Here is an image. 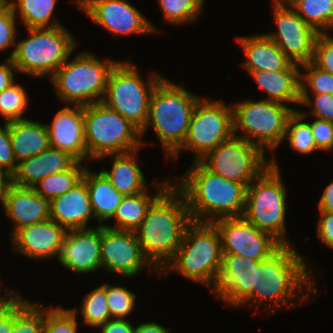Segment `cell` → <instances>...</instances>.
I'll return each mask as SVG.
<instances>
[{"instance_id": "cell-14", "label": "cell", "mask_w": 333, "mask_h": 333, "mask_svg": "<svg viewBox=\"0 0 333 333\" xmlns=\"http://www.w3.org/2000/svg\"><path fill=\"white\" fill-rule=\"evenodd\" d=\"M221 237L222 254H235L262 261L283 244L268 232L259 230L243 216L213 222Z\"/></svg>"}, {"instance_id": "cell-21", "label": "cell", "mask_w": 333, "mask_h": 333, "mask_svg": "<svg viewBox=\"0 0 333 333\" xmlns=\"http://www.w3.org/2000/svg\"><path fill=\"white\" fill-rule=\"evenodd\" d=\"M50 147L69 153L78 162L88 160L84 132V106L60 109L51 125H46Z\"/></svg>"}, {"instance_id": "cell-15", "label": "cell", "mask_w": 333, "mask_h": 333, "mask_svg": "<svg viewBox=\"0 0 333 333\" xmlns=\"http://www.w3.org/2000/svg\"><path fill=\"white\" fill-rule=\"evenodd\" d=\"M92 21L113 36L155 33L157 28L126 0H74Z\"/></svg>"}, {"instance_id": "cell-40", "label": "cell", "mask_w": 333, "mask_h": 333, "mask_svg": "<svg viewBox=\"0 0 333 333\" xmlns=\"http://www.w3.org/2000/svg\"><path fill=\"white\" fill-rule=\"evenodd\" d=\"M78 311L77 308L65 309L62 307L47 309L42 333H77L76 315L79 314Z\"/></svg>"}, {"instance_id": "cell-28", "label": "cell", "mask_w": 333, "mask_h": 333, "mask_svg": "<svg viewBox=\"0 0 333 333\" xmlns=\"http://www.w3.org/2000/svg\"><path fill=\"white\" fill-rule=\"evenodd\" d=\"M137 151L126 154L106 155L99 159L110 157L113 160L112 168L102 169L112 186L123 196L140 194L146 191L147 184L142 169L136 161Z\"/></svg>"}, {"instance_id": "cell-36", "label": "cell", "mask_w": 333, "mask_h": 333, "mask_svg": "<svg viewBox=\"0 0 333 333\" xmlns=\"http://www.w3.org/2000/svg\"><path fill=\"white\" fill-rule=\"evenodd\" d=\"M83 298L79 311L83 315V324L99 327L111 319L105 284L95 288Z\"/></svg>"}, {"instance_id": "cell-22", "label": "cell", "mask_w": 333, "mask_h": 333, "mask_svg": "<svg viewBox=\"0 0 333 333\" xmlns=\"http://www.w3.org/2000/svg\"><path fill=\"white\" fill-rule=\"evenodd\" d=\"M5 214L15 223L11 236L21 227L50 219V201L34 187L11 183L2 203Z\"/></svg>"}, {"instance_id": "cell-20", "label": "cell", "mask_w": 333, "mask_h": 333, "mask_svg": "<svg viewBox=\"0 0 333 333\" xmlns=\"http://www.w3.org/2000/svg\"><path fill=\"white\" fill-rule=\"evenodd\" d=\"M68 230L49 219L18 229L11 237L13 251L33 258H58Z\"/></svg>"}, {"instance_id": "cell-44", "label": "cell", "mask_w": 333, "mask_h": 333, "mask_svg": "<svg viewBox=\"0 0 333 333\" xmlns=\"http://www.w3.org/2000/svg\"><path fill=\"white\" fill-rule=\"evenodd\" d=\"M17 165L11 145L9 122H4V126H0V169L12 176L17 169Z\"/></svg>"}, {"instance_id": "cell-45", "label": "cell", "mask_w": 333, "mask_h": 333, "mask_svg": "<svg viewBox=\"0 0 333 333\" xmlns=\"http://www.w3.org/2000/svg\"><path fill=\"white\" fill-rule=\"evenodd\" d=\"M16 27V15L10 6L0 15V51H5L13 45L16 47Z\"/></svg>"}, {"instance_id": "cell-34", "label": "cell", "mask_w": 333, "mask_h": 333, "mask_svg": "<svg viewBox=\"0 0 333 333\" xmlns=\"http://www.w3.org/2000/svg\"><path fill=\"white\" fill-rule=\"evenodd\" d=\"M306 115L305 111L301 112L296 109L288 119L285 132V138H288L290 147L303 155L318 150L313 139L311 124L304 120Z\"/></svg>"}, {"instance_id": "cell-25", "label": "cell", "mask_w": 333, "mask_h": 333, "mask_svg": "<svg viewBox=\"0 0 333 333\" xmlns=\"http://www.w3.org/2000/svg\"><path fill=\"white\" fill-rule=\"evenodd\" d=\"M238 42L247 57L242 65L248 72L280 71L286 69L292 63L265 33L240 37Z\"/></svg>"}, {"instance_id": "cell-1", "label": "cell", "mask_w": 333, "mask_h": 333, "mask_svg": "<svg viewBox=\"0 0 333 333\" xmlns=\"http://www.w3.org/2000/svg\"><path fill=\"white\" fill-rule=\"evenodd\" d=\"M186 198L171 184L150 206L134 231L146 258L161 271L173 259L191 222Z\"/></svg>"}, {"instance_id": "cell-43", "label": "cell", "mask_w": 333, "mask_h": 333, "mask_svg": "<svg viewBox=\"0 0 333 333\" xmlns=\"http://www.w3.org/2000/svg\"><path fill=\"white\" fill-rule=\"evenodd\" d=\"M300 95V104L312 106L311 115L317 119L333 122V95L331 94H313Z\"/></svg>"}, {"instance_id": "cell-13", "label": "cell", "mask_w": 333, "mask_h": 333, "mask_svg": "<svg viewBox=\"0 0 333 333\" xmlns=\"http://www.w3.org/2000/svg\"><path fill=\"white\" fill-rule=\"evenodd\" d=\"M233 134L232 106L222 101L201 98L193 110L183 145L170 159L175 160L184 148L192 150L195 153L194 161H199Z\"/></svg>"}, {"instance_id": "cell-39", "label": "cell", "mask_w": 333, "mask_h": 333, "mask_svg": "<svg viewBox=\"0 0 333 333\" xmlns=\"http://www.w3.org/2000/svg\"><path fill=\"white\" fill-rule=\"evenodd\" d=\"M300 66L306 71L301 74L300 95H309V89L313 94L333 95V74L316 67L311 61Z\"/></svg>"}, {"instance_id": "cell-17", "label": "cell", "mask_w": 333, "mask_h": 333, "mask_svg": "<svg viewBox=\"0 0 333 333\" xmlns=\"http://www.w3.org/2000/svg\"><path fill=\"white\" fill-rule=\"evenodd\" d=\"M273 14L278 31L266 35L293 63L301 65L312 61L319 33L292 7H274Z\"/></svg>"}, {"instance_id": "cell-29", "label": "cell", "mask_w": 333, "mask_h": 333, "mask_svg": "<svg viewBox=\"0 0 333 333\" xmlns=\"http://www.w3.org/2000/svg\"><path fill=\"white\" fill-rule=\"evenodd\" d=\"M82 178L86 181L94 216L98 219L99 225H105L102 222L113 217L124 196L112 186L101 171L91 172L86 167Z\"/></svg>"}, {"instance_id": "cell-8", "label": "cell", "mask_w": 333, "mask_h": 333, "mask_svg": "<svg viewBox=\"0 0 333 333\" xmlns=\"http://www.w3.org/2000/svg\"><path fill=\"white\" fill-rule=\"evenodd\" d=\"M84 132L89 160L130 153L147 144L132 123L103 102L84 106Z\"/></svg>"}, {"instance_id": "cell-55", "label": "cell", "mask_w": 333, "mask_h": 333, "mask_svg": "<svg viewBox=\"0 0 333 333\" xmlns=\"http://www.w3.org/2000/svg\"><path fill=\"white\" fill-rule=\"evenodd\" d=\"M10 7V0H0V15Z\"/></svg>"}, {"instance_id": "cell-47", "label": "cell", "mask_w": 333, "mask_h": 333, "mask_svg": "<svg viewBox=\"0 0 333 333\" xmlns=\"http://www.w3.org/2000/svg\"><path fill=\"white\" fill-rule=\"evenodd\" d=\"M22 297L14 293L7 301L0 302V333H11L14 327V304Z\"/></svg>"}, {"instance_id": "cell-42", "label": "cell", "mask_w": 333, "mask_h": 333, "mask_svg": "<svg viewBox=\"0 0 333 333\" xmlns=\"http://www.w3.org/2000/svg\"><path fill=\"white\" fill-rule=\"evenodd\" d=\"M311 62L316 67L333 74V37L328 33L318 34Z\"/></svg>"}, {"instance_id": "cell-23", "label": "cell", "mask_w": 333, "mask_h": 333, "mask_svg": "<svg viewBox=\"0 0 333 333\" xmlns=\"http://www.w3.org/2000/svg\"><path fill=\"white\" fill-rule=\"evenodd\" d=\"M86 181L82 178L68 192L50 201V219L67 230L87 228L94 219Z\"/></svg>"}, {"instance_id": "cell-12", "label": "cell", "mask_w": 333, "mask_h": 333, "mask_svg": "<svg viewBox=\"0 0 333 333\" xmlns=\"http://www.w3.org/2000/svg\"><path fill=\"white\" fill-rule=\"evenodd\" d=\"M264 156L260 147L233 134L199 161L211 172L247 188L270 166Z\"/></svg>"}, {"instance_id": "cell-16", "label": "cell", "mask_w": 333, "mask_h": 333, "mask_svg": "<svg viewBox=\"0 0 333 333\" xmlns=\"http://www.w3.org/2000/svg\"><path fill=\"white\" fill-rule=\"evenodd\" d=\"M102 268L124 277H133L144 267L153 271L154 266L146 258L135 232L101 226ZM151 266V267H150Z\"/></svg>"}, {"instance_id": "cell-31", "label": "cell", "mask_w": 333, "mask_h": 333, "mask_svg": "<svg viewBox=\"0 0 333 333\" xmlns=\"http://www.w3.org/2000/svg\"><path fill=\"white\" fill-rule=\"evenodd\" d=\"M56 3L57 0H11L10 6L15 15L17 12L21 15V21L28 29L60 26L55 17L52 19Z\"/></svg>"}, {"instance_id": "cell-30", "label": "cell", "mask_w": 333, "mask_h": 333, "mask_svg": "<svg viewBox=\"0 0 333 333\" xmlns=\"http://www.w3.org/2000/svg\"><path fill=\"white\" fill-rule=\"evenodd\" d=\"M170 183L158 182L155 184L156 193L150 196L147 191L140 194L124 196L112 218L116 226L106 227L116 230L135 231L147 214L151 204L170 186Z\"/></svg>"}, {"instance_id": "cell-35", "label": "cell", "mask_w": 333, "mask_h": 333, "mask_svg": "<svg viewBox=\"0 0 333 333\" xmlns=\"http://www.w3.org/2000/svg\"><path fill=\"white\" fill-rule=\"evenodd\" d=\"M45 309L23 296L14 304V327L11 333H42Z\"/></svg>"}, {"instance_id": "cell-19", "label": "cell", "mask_w": 333, "mask_h": 333, "mask_svg": "<svg viewBox=\"0 0 333 333\" xmlns=\"http://www.w3.org/2000/svg\"><path fill=\"white\" fill-rule=\"evenodd\" d=\"M96 227L68 230L57 259L63 267L81 275L102 268L101 225Z\"/></svg>"}, {"instance_id": "cell-49", "label": "cell", "mask_w": 333, "mask_h": 333, "mask_svg": "<svg viewBox=\"0 0 333 333\" xmlns=\"http://www.w3.org/2000/svg\"><path fill=\"white\" fill-rule=\"evenodd\" d=\"M101 333H135V328L129 320L111 318L99 326Z\"/></svg>"}, {"instance_id": "cell-3", "label": "cell", "mask_w": 333, "mask_h": 333, "mask_svg": "<svg viewBox=\"0 0 333 333\" xmlns=\"http://www.w3.org/2000/svg\"><path fill=\"white\" fill-rule=\"evenodd\" d=\"M192 164L176 184L186 198L191 220L212 223L215 217L243 216L246 187L211 172L200 161Z\"/></svg>"}, {"instance_id": "cell-26", "label": "cell", "mask_w": 333, "mask_h": 333, "mask_svg": "<svg viewBox=\"0 0 333 333\" xmlns=\"http://www.w3.org/2000/svg\"><path fill=\"white\" fill-rule=\"evenodd\" d=\"M300 64L291 63L286 69L280 71H256L249 72L259 88L268 94L267 100L281 104H300L301 71Z\"/></svg>"}, {"instance_id": "cell-37", "label": "cell", "mask_w": 333, "mask_h": 333, "mask_svg": "<svg viewBox=\"0 0 333 333\" xmlns=\"http://www.w3.org/2000/svg\"><path fill=\"white\" fill-rule=\"evenodd\" d=\"M205 0H158L165 21L180 25L194 22L203 11Z\"/></svg>"}, {"instance_id": "cell-11", "label": "cell", "mask_w": 333, "mask_h": 333, "mask_svg": "<svg viewBox=\"0 0 333 333\" xmlns=\"http://www.w3.org/2000/svg\"><path fill=\"white\" fill-rule=\"evenodd\" d=\"M232 110L234 135L243 137L264 152L266 148L274 151L284 141L288 119L296 111L267 99L238 102L233 104ZM240 129L244 134L237 133Z\"/></svg>"}, {"instance_id": "cell-5", "label": "cell", "mask_w": 333, "mask_h": 333, "mask_svg": "<svg viewBox=\"0 0 333 333\" xmlns=\"http://www.w3.org/2000/svg\"><path fill=\"white\" fill-rule=\"evenodd\" d=\"M200 99L164 77L153 90L147 122L140 137L152 125L165 155L170 158L183 145L193 110Z\"/></svg>"}, {"instance_id": "cell-4", "label": "cell", "mask_w": 333, "mask_h": 333, "mask_svg": "<svg viewBox=\"0 0 333 333\" xmlns=\"http://www.w3.org/2000/svg\"><path fill=\"white\" fill-rule=\"evenodd\" d=\"M222 259L221 237L215 224L191 221L184 231L175 256L161 271L160 276L174 270L193 282L212 286L211 291H214Z\"/></svg>"}, {"instance_id": "cell-48", "label": "cell", "mask_w": 333, "mask_h": 333, "mask_svg": "<svg viewBox=\"0 0 333 333\" xmlns=\"http://www.w3.org/2000/svg\"><path fill=\"white\" fill-rule=\"evenodd\" d=\"M317 234L326 246L333 249V212L319 211Z\"/></svg>"}, {"instance_id": "cell-50", "label": "cell", "mask_w": 333, "mask_h": 333, "mask_svg": "<svg viewBox=\"0 0 333 333\" xmlns=\"http://www.w3.org/2000/svg\"><path fill=\"white\" fill-rule=\"evenodd\" d=\"M18 70L15 67L12 58L6 59L0 64V92L15 83L14 73Z\"/></svg>"}, {"instance_id": "cell-2", "label": "cell", "mask_w": 333, "mask_h": 333, "mask_svg": "<svg viewBox=\"0 0 333 333\" xmlns=\"http://www.w3.org/2000/svg\"><path fill=\"white\" fill-rule=\"evenodd\" d=\"M306 264L292 244H283L270 257L254 265V292L246 303L250 302L256 309L266 300L272 311L274 306L282 310L284 304L290 308L288 304L298 296L302 298L301 303L303 299L307 301L309 292L316 294L317 289L315 280L311 279L313 273L308 271ZM305 289L310 290L306 291L308 295L303 292Z\"/></svg>"}, {"instance_id": "cell-52", "label": "cell", "mask_w": 333, "mask_h": 333, "mask_svg": "<svg viewBox=\"0 0 333 333\" xmlns=\"http://www.w3.org/2000/svg\"><path fill=\"white\" fill-rule=\"evenodd\" d=\"M169 330L156 322H143L136 326L135 333H170Z\"/></svg>"}, {"instance_id": "cell-9", "label": "cell", "mask_w": 333, "mask_h": 333, "mask_svg": "<svg viewBox=\"0 0 333 333\" xmlns=\"http://www.w3.org/2000/svg\"><path fill=\"white\" fill-rule=\"evenodd\" d=\"M68 60L50 77L57 97L64 103L80 106L102 102L109 73L118 61L102 62L88 51Z\"/></svg>"}, {"instance_id": "cell-32", "label": "cell", "mask_w": 333, "mask_h": 333, "mask_svg": "<svg viewBox=\"0 0 333 333\" xmlns=\"http://www.w3.org/2000/svg\"><path fill=\"white\" fill-rule=\"evenodd\" d=\"M85 169L82 162L77 161L70 169L45 177L35 185L34 189L42 197L51 201L53 198L68 192L80 181Z\"/></svg>"}, {"instance_id": "cell-7", "label": "cell", "mask_w": 333, "mask_h": 333, "mask_svg": "<svg viewBox=\"0 0 333 333\" xmlns=\"http://www.w3.org/2000/svg\"><path fill=\"white\" fill-rule=\"evenodd\" d=\"M275 156L270 166L246 188L243 217L259 230L273 235L282 244H292L286 238V188Z\"/></svg>"}, {"instance_id": "cell-41", "label": "cell", "mask_w": 333, "mask_h": 333, "mask_svg": "<svg viewBox=\"0 0 333 333\" xmlns=\"http://www.w3.org/2000/svg\"><path fill=\"white\" fill-rule=\"evenodd\" d=\"M107 305L111 318L125 319L135 309L136 294L122 286L105 284Z\"/></svg>"}, {"instance_id": "cell-56", "label": "cell", "mask_w": 333, "mask_h": 333, "mask_svg": "<svg viewBox=\"0 0 333 333\" xmlns=\"http://www.w3.org/2000/svg\"><path fill=\"white\" fill-rule=\"evenodd\" d=\"M1 283L2 282L0 280V285H1ZM14 293H15V291H9V293L4 294L3 296L0 297V302L7 301Z\"/></svg>"}, {"instance_id": "cell-24", "label": "cell", "mask_w": 333, "mask_h": 333, "mask_svg": "<svg viewBox=\"0 0 333 333\" xmlns=\"http://www.w3.org/2000/svg\"><path fill=\"white\" fill-rule=\"evenodd\" d=\"M77 160L69 153L49 147L42 153L22 160L12 175V183L35 187L45 177L70 169Z\"/></svg>"}, {"instance_id": "cell-18", "label": "cell", "mask_w": 333, "mask_h": 333, "mask_svg": "<svg viewBox=\"0 0 333 333\" xmlns=\"http://www.w3.org/2000/svg\"><path fill=\"white\" fill-rule=\"evenodd\" d=\"M258 262L250 257L223 254L214 296L225 305L243 306L254 292V265Z\"/></svg>"}, {"instance_id": "cell-6", "label": "cell", "mask_w": 333, "mask_h": 333, "mask_svg": "<svg viewBox=\"0 0 333 333\" xmlns=\"http://www.w3.org/2000/svg\"><path fill=\"white\" fill-rule=\"evenodd\" d=\"M29 37L17 41L8 58L23 74L51 77L78 46L77 40L63 27L28 28Z\"/></svg>"}, {"instance_id": "cell-27", "label": "cell", "mask_w": 333, "mask_h": 333, "mask_svg": "<svg viewBox=\"0 0 333 333\" xmlns=\"http://www.w3.org/2000/svg\"><path fill=\"white\" fill-rule=\"evenodd\" d=\"M9 133L17 163L38 155L50 147L46 124L27 118L11 121Z\"/></svg>"}, {"instance_id": "cell-10", "label": "cell", "mask_w": 333, "mask_h": 333, "mask_svg": "<svg viewBox=\"0 0 333 333\" xmlns=\"http://www.w3.org/2000/svg\"><path fill=\"white\" fill-rule=\"evenodd\" d=\"M163 78L154 73L146 83L131 62L118 61L109 73L102 102L141 131L147 122L153 90Z\"/></svg>"}, {"instance_id": "cell-53", "label": "cell", "mask_w": 333, "mask_h": 333, "mask_svg": "<svg viewBox=\"0 0 333 333\" xmlns=\"http://www.w3.org/2000/svg\"><path fill=\"white\" fill-rule=\"evenodd\" d=\"M12 183V176L6 171L0 169V202L3 203L7 190Z\"/></svg>"}, {"instance_id": "cell-38", "label": "cell", "mask_w": 333, "mask_h": 333, "mask_svg": "<svg viewBox=\"0 0 333 333\" xmlns=\"http://www.w3.org/2000/svg\"><path fill=\"white\" fill-rule=\"evenodd\" d=\"M28 101L25 89L17 83L0 92V115L5 123L26 119L22 115L29 106Z\"/></svg>"}, {"instance_id": "cell-51", "label": "cell", "mask_w": 333, "mask_h": 333, "mask_svg": "<svg viewBox=\"0 0 333 333\" xmlns=\"http://www.w3.org/2000/svg\"><path fill=\"white\" fill-rule=\"evenodd\" d=\"M319 211L333 212V181L324 189L318 201Z\"/></svg>"}, {"instance_id": "cell-54", "label": "cell", "mask_w": 333, "mask_h": 333, "mask_svg": "<svg viewBox=\"0 0 333 333\" xmlns=\"http://www.w3.org/2000/svg\"><path fill=\"white\" fill-rule=\"evenodd\" d=\"M273 2H274L273 8L274 7H293L296 4L297 0H273Z\"/></svg>"}, {"instance_id": "cell-33", "label": "cell", "mask_w": 333, "mask_h": 333, "mask_svg": "<svg viewBox=\"0 0 333 333\" xmlns=\"http://www.w3.org/2000/svg\"><path fill=\"white\" fill-rule=\"evenodd\" d=\"M292 8L318 33H328L333 24V0H297Z\"/></svg>"}, {"instance_id": "cell-46", "label": "cell", "mask_w": 333, "mask_h": 333, "mask_svg": "<svg viewBox=\"0 0 333 333\" xmlns=\"http://www.w3.org/2000/svg\"><path fill=\"white\" fill-rule=\"evenodd\" d=\"M310 124L317 149L327 151L333 148V122L316 118Z\"/></svg>"}]
</instances>
